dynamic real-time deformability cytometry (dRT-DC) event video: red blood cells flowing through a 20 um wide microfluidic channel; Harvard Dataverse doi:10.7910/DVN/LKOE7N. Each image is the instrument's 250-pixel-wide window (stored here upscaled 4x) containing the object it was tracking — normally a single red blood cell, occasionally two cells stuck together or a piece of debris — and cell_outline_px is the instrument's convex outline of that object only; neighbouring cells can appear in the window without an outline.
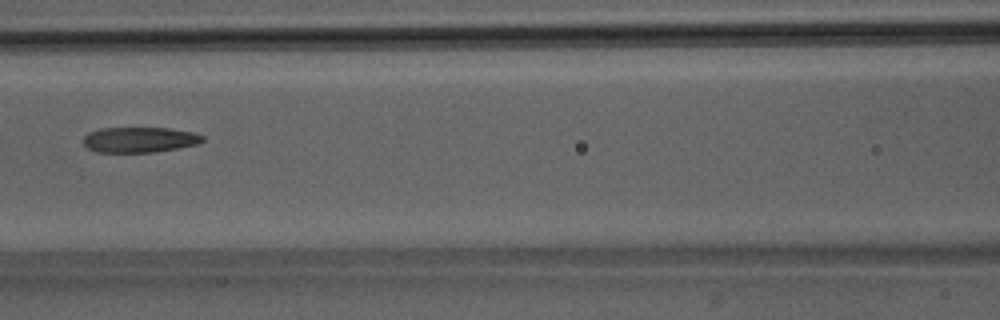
{"species": "Egyptian fruit bat (a non-hibernating species)", "species_latin": "Rousettus aegyptiacus", "temperature_condition": "room temperature", "stored_images_in_passage": 4, "camera_frame_rate_fps": 3000, "um_per_image_px": 0.085, "animal": {"sex": "male"}, "frame": {"image": 1, "passage_image": 3, "time_ms": 2.333, "image_size_px": [1000, 320], "cell_outline_px": [[204, 140], [200, 144], [156, 152], [96, 152], [88, 148], [84, 144], [84, 136], [88, 132], [100, 128], [172, 128], [196, 132], [204, 136]], "centroid_in_image_um": [11.91, 11.87], "position_along_channel_um": 154.7, "area_um2": 17.92}}